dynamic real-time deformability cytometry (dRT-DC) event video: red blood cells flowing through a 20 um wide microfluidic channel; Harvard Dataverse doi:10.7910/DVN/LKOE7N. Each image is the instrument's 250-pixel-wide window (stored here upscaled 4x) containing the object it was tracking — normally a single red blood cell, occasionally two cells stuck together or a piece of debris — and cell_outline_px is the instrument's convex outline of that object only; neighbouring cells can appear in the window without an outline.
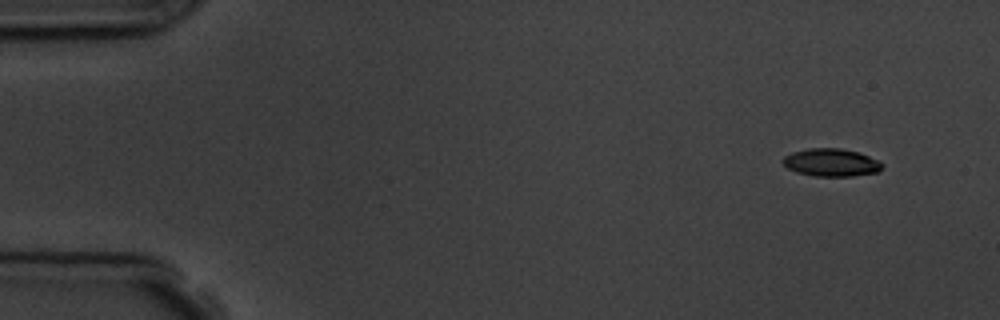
{"species": "common noctule bat (a hibernating species)", "species_latin": "Nyctalus noctula", "temperature_condition": "room temperature", "stored_images_in_passage": 5, "camera_frame_rate_fps": 3000, "um_per_image_px": 0.085, "animal": {"sex": "male", "body_mass_g": 19.5, "forearm_length_mm": 54.6}, "frame": {"image": 1, "passage_image": 1, "time_ms": 0.0, "image_size_px": [1000, 320], "cell_outline_px": [[884, 164], [876, 172], [852, 176], [816, 176], [796, 172], [788, 168], [780, 160], [784, 156], [792, 152], [808, 148], [840, 148], [856, 152], [868, 156]], "centroid_in_image_um": [70.59, 13.81], "position_along_channel_um": 14.4, "area_um2": 15.9}}
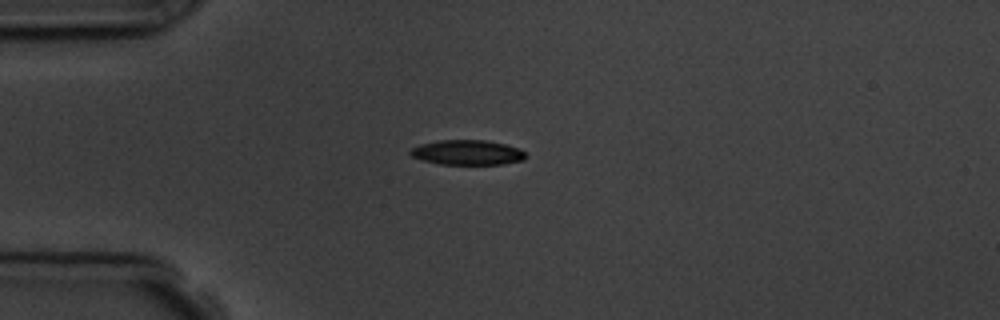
{"frame": {"image": 2, "passage_image": 3, "time_ms": 3.333, "image_size_px": [1000, 320], "cell_outline_px": [[528, 156], [524, 160], [504, 164], [440, 164], [424, 160], [412, 156], [408, 152], [412, 148], [420, 144], [436, 140], [484, 140], [504, 144], [520, 148]], "centroid_in_image_um": [39.75, 12.96], "position_along_channel_um": 45.3, "area_um2": 16.76}}
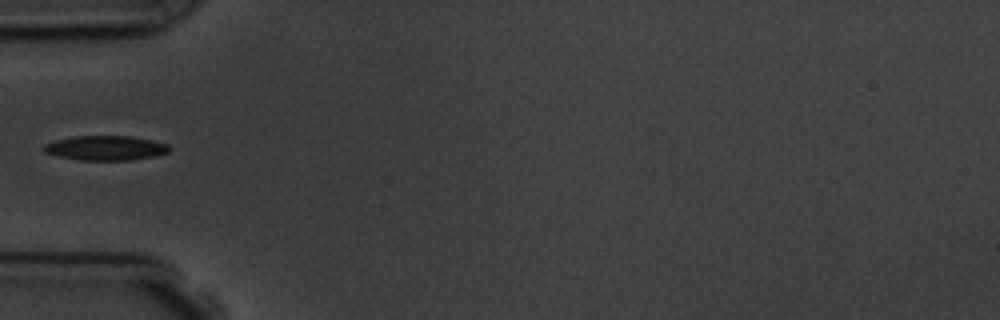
{"frame": {"image": 3, "passage_image": 4, "time_ms": 4.667, "image_size_px": [1000, 320], "cell_outline_px": [[172, 148], [168, 152], [156, 156], [132, 160], [80, 160], [60, 156], [44, 152], [40, 148], [44, 144], [56, 140], [72, 136], [128, 136], [152, 140], [168, 144]], "centroid_in_image_um": [8.98, 12.58], "position_along_channel_um": 76.0, "area_um2": 18.09}}